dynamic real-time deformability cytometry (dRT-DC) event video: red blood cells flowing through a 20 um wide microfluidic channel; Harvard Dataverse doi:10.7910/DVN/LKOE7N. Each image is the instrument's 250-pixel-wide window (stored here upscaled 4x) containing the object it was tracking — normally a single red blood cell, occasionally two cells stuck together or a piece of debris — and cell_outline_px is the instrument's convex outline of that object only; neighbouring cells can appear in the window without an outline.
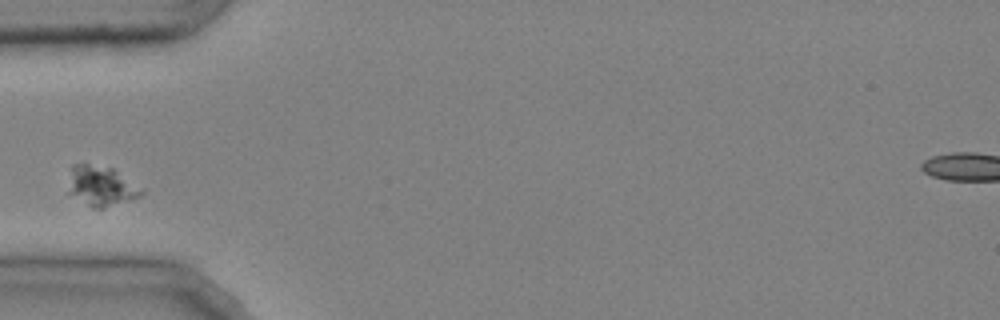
{"species": "common noctule bat (a hibernating species)", "species_latin": "Nyctalus noctula", "temperature_condition": "cold", "stored_images_in_passage": 30, "camera_frame_rate_fps": 3000, "um_per_image_px": 0.085, "animal": {"sex": "male", "body_mass_g": 20.4}, "frame": {"image": 1, "passage_image": 1, "time_ms": 0.0, "image_size_px": [1000, 320], "cell_outline_px": [[144, 192], [140, 196], [104, 208], [92, 208], [68, 192], [72, 164], [88, 164], [112, 168]], "centroid_in_image_um": [8.55, 15.82], "position_along_channel_um": 76.4, "area_um2": 16.36}}